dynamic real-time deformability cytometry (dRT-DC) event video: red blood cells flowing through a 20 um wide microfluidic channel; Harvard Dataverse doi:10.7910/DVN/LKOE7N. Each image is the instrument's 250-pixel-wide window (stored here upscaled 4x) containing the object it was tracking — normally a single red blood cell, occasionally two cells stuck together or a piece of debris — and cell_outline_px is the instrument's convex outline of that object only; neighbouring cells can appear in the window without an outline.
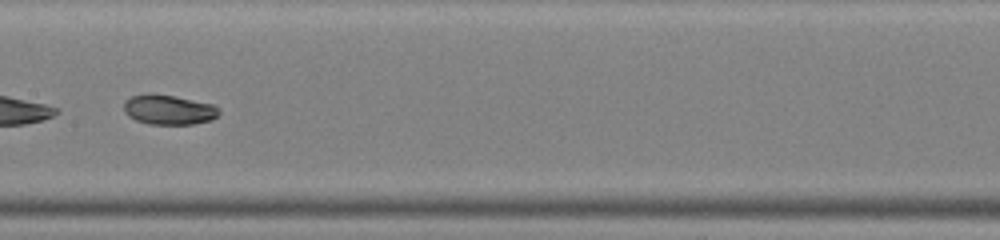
{"species": "common noctule bat (a hibernating species)", "species_latin": "Nyctalus noctula", "temperature_condition": "warm", "stored_images_in_passage": 19, "camera_frame_rate_fps": 3000, "um_per_image_px": 0.085, "animal": {"sex": "male", "body_mass_g": 19.0, "forearm_length_mm": 50.8}, "frame": {"image": 1, "passage_image": 11, "time_ms": 3.333, "image_size_px": [1000, 240], "cell_outline_px": [[220, 112], [212, 120], [192, 124], [148, 124], [136, 120], [128, 116], [124, 112], [124, 100], [132, 96], [172, 96], [212, 104], [220, 108]], "centroid_in_image_um": [14.36, 9.37], "position_along_channel_um": 193.0, "area_um2": 16.01}}